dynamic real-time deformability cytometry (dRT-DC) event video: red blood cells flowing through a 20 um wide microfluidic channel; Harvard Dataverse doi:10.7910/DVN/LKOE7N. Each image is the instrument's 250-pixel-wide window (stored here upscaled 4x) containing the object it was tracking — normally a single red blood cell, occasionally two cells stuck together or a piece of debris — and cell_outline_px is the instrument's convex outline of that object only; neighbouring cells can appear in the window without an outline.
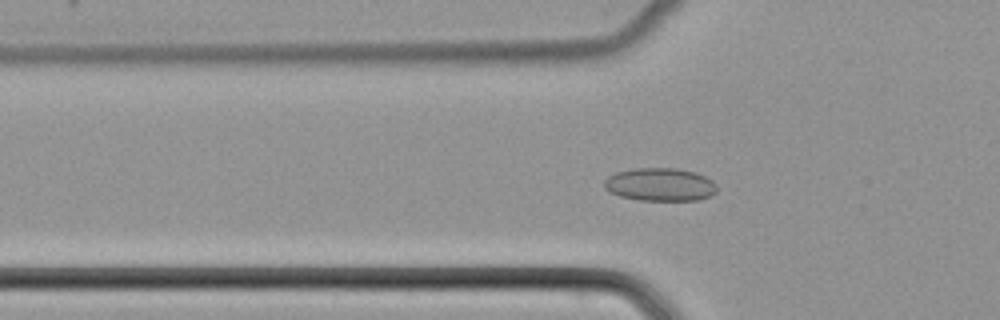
{"species": "common noctule bat (a hibernating species)", "species_latin": "Nyctalus noctula", "temperature_condition": "cold", "stored_images_in_passage": 28, "camera_frame_rate_fps": 3000, "um_per_image_px": 0.085, "animal": {"sex": "female", "body_mass_g": 22.7, "forearm_length_mm": 54.2}, "frame": {"image": 1, "passage_image": 19, "time_ms": 6.0, "image_size_px": [1000, 320], "cell_outline_px": [[716, 192], [712, 196], [696, 200], [640, 200], [620, 196], [608, 192], [604, 188], [604, 180], [608, 176], [616, 172], [632, 168], [676, 168], [696, 172], [712, 180], [716, 184]], "centroid_in_image_um": [56.09, 15.68], "position_along_channel_um": 69.7, "area_um2": 21.91}}
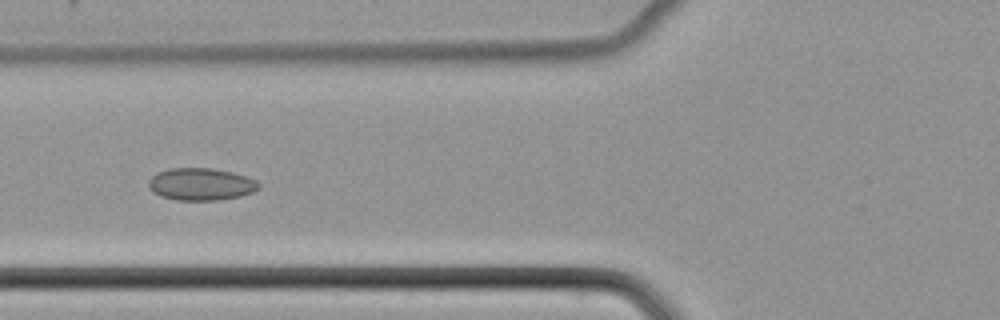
{"frame": {"image": 2, "passage_image": 22, "time_ms": 7.0, "image_size_px": [1000, 320], "cell_outline_px": [[260, 188], [252, 192], [240, 196], [216, 200], [176, 200], [160, 196], [152, 192], [148, 188], [148, 180], [156, 172], [168, 168], [212, 168], [232, 172], [256, 180], [260, 184]], "centroid_in_image_um": [17.03, 15.65], "position_along_channel_um": 108.8, "area_um2": 20.87}}
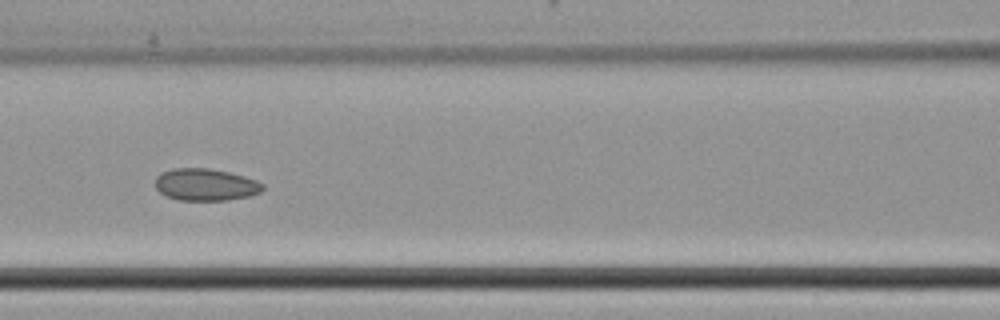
{"frame": {"image": 3, "passage_image": 25, "time_ms": 8.0, "image_size_px": [1000, 320], "cell_outline_px": [[264, 188], [260, 192], [248, 196], [228, 200], [176, 200], [160, 192], [156, 188], [156, 176], [160, 172], [172, 168], [208, 168], [228, 172], [244, 176], [256, 180], [264, 184]], "centroid_in_image_um": [17.46, 15.69], "position_along_channel_um": 149.1, "area_um2": 20.11}}